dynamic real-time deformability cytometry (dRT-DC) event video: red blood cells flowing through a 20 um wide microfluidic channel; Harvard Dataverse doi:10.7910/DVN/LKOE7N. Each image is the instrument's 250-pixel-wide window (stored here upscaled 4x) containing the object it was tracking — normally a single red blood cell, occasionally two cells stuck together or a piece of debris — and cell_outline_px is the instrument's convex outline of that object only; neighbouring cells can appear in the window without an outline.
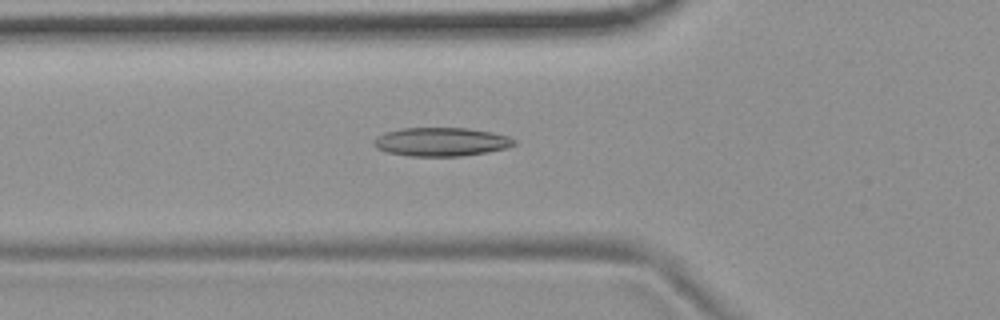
{"species": "common noctule bat (a hibernating species)", "species_latin": "Nyctalus noctula", "temperature_condition": "room temperature", "stored_images_in_passage": 53, "camera_frame_rate_fps": 3000, "um_per_image_px": 0.085, "animal": {"sex": "female", "body_mass_g": 19.9}, "frame": {"image": 1, "passage_image": 18, "time_ms": 5.667, "image_size_px": [1000, 320], "cell_outline_px": [[516, 144], [504, 148], [488, 152], [460, 156], [408, 156], [388, 152], [376, 148], [372, 144], [372, 140], [376, 136], [384, 132], [400, 128], [468, 128], [492, 132], [508, 136], [516, 140]], "centroid_in_image_um": [37.46, 12.05], "position_along_channel_um": 88.3, "area_um2": 23.58}}
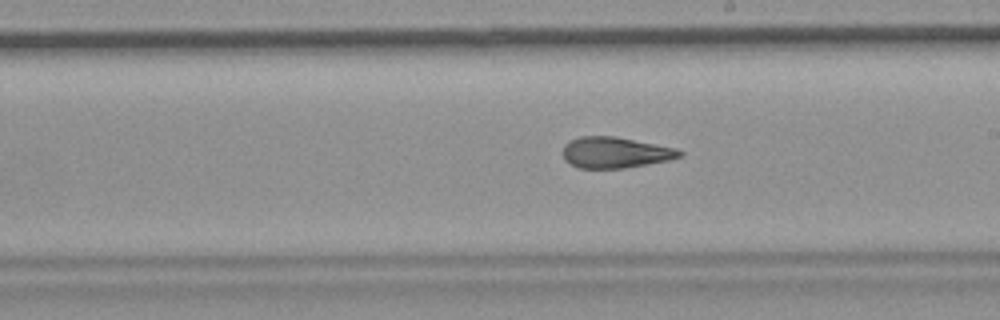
{"frame": {"image": 2, "passage_image": 30, "time_ms": 9.667, "image_size_px": [1000, 320], "cell_outline_px": [[684, 156], [668, 160], [624, 168], [580, 168], [564, 160], [564, 144], [580, 136], [616, 136], [676, 148], [684, 152]], "centroid_in_image_um": [52.33, 12.96], "position_along_channel_um": 236.7, "area_um2": 20.98}}
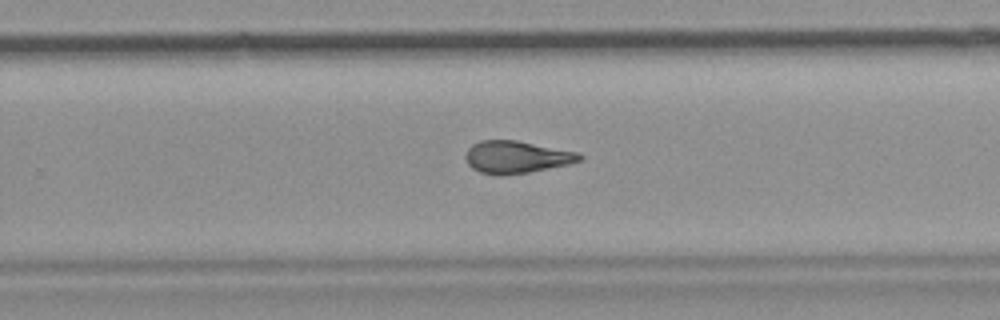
{"frame": {"image": 3, "passage_image": 34, "time_ms": 11.0, "image_size_px": [1000, 320], "cell_outline_px": [[584, 160], [568, 164], [528, 172], [500, 176], [496, 176], [480, 172], [472, 168], [468, 164], [464, 156], [468, 148], [472, 144], [480, 140], [516, 140], [580, 152], [584, 156]], "centroid_in_image_um": [43.91, 13.35], "position_along_channel_um": 285.9, "area_um2": 21.73}, "authors_computed_cell_mechanics": {"area_um2": 22.3108, "velocity_mm_per_s": 3.7122, "shape_relaxation_time_tau1_ms": 8.7648, "shape_relaxation_time_tau2_ms": 2.7709, "deformation_change_tau1": 0.2137, "deformation_change_tau2": 0.1142}}